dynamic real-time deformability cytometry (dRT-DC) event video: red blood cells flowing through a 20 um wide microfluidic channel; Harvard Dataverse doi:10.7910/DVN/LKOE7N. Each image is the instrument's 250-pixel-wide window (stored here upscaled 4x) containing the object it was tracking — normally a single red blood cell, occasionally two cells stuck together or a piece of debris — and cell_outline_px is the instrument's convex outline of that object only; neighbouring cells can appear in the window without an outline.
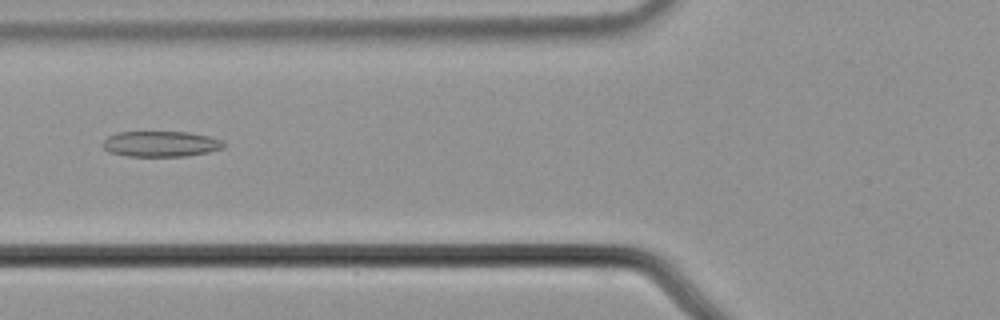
{"species": "common noctule bat (a hibernating species)", "species_latin": "Nyctalus noctula", "temperature_condition": "cold", "stored_images_in_passage": 53, "camera_frame_rate_fps": 3000, "um_per_image_px": 0.085, "animal": {"sex": "male", "body_mass_g": 21.5, "forearm_length_mm": 52.0}, "frame": {"image": 1, "passage_image": 19, "time_ms": 6.0, "image_size_px": [1000, 320], "cell_outline_px": [[224, 148], [208, 152], [188, 156], [128, 156], [108, 152], [104, 148], [104, 140], [108, 136], [116, 132], [188, 132], [208, 136], [220, 140], [224, 144]], "centroid_in_image_um": [13.65, 12.23], "position_along_channel_um": 112.1, "area_um2": 17.98}}
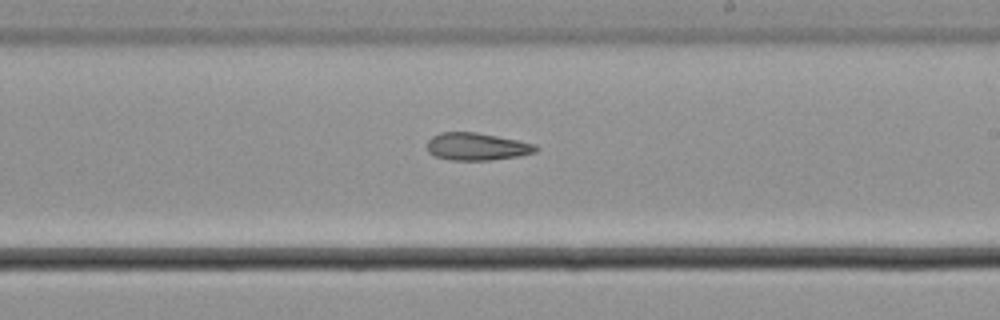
{"frame": {"image": 2, "passage_image": 30, "time_ms": 9.667, "image_size_px": [1000, 320], "cell_outline_px": [[540, 148], [536, 152], [520, 156], [488, 160], [452, 160], [432, 156], [428, 152], [428, 140], [432, 136], [440, 132], [476, 132], [536, 144]], "centroid_in_image_um": [40.53, 12.46], "position_along_channel_um": 248.5, "area_um2": 17.46}}
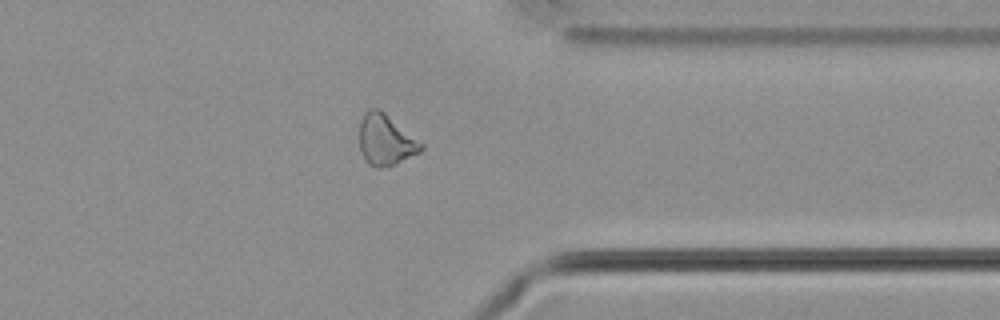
{"frame": {"image": 3, "passage_image": 41, "time_ms": 13.333, "image_size_px": [1000, 320], "cell_outline_px": [[424, 148], [420, 152], [396, 164], [376, 168], [368, 164], [360, 152], [360, 120], [364, 112], [372, 108], [380, 108], [424, 144]], "centroid_in_image_um": [32.78, 11.88], "position_along_channel_um": 378.6, "area_um2": 18.44}, "authors_computed_cell_mechanics": {"area_um2": 19.0162, "velocity_mm_per_s": 3.7198, "shape_relaxation_time_tau1_ms": null, "shape_relaxation_time_tau2_ms": 10.8961, "deformation_change_tau1": null, "deformation_change_tau2": 0.242}}